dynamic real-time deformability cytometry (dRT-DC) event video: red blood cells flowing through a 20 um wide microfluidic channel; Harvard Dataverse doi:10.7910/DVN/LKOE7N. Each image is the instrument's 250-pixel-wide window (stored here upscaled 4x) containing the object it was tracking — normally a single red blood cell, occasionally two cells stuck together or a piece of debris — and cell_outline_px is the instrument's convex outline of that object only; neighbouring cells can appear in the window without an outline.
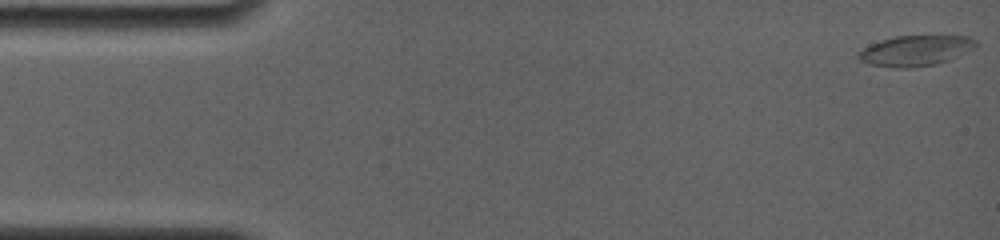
{"species": "common noctule bat (a hibernating species)", "species_latin": "Nyctalus noctula", "temperature_condition": "room temperature", "stored_images_in_passage": 9, "camera_frame_rate_fps": 4000, "um_per_image_px": 0.085, "animal": {"sex": "female", "body_mass_g": 19.0, "forearm_length_mm": 56.7}, "frame": {"image": 1, "passage_image": 1, "time_ms": 0.0, "image_size_px": [1000, 240], "cell_outline_px": [[976, 48], [948, 60], [936, 64], [912, 68], [900, 68], [868, 64], [860, 60], [856, 56], [864, 48], [880, 40], [896, 36], [968, 36], [976, 40]], "centroid_in_image_um": [77.83, 4.31], "position_along_channel_um": 7.2, "area_um2": 20.75}}
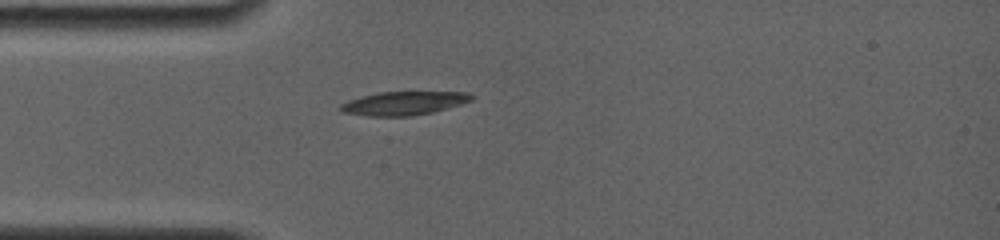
{"frame": {"image": 2, "passage_image": 6, "time_ms": 4.25, "image_size_px": [1000, 240], "cell_outline_px": [[476, 96], [472, 100], [460, 104], [432, 112], [412, 116], [368, 116], [340, 112], [340, 104], [348, 100], [360, 96], [376, 92], [468, 92]], "centroid_in_image_um": [34.29, 8.77], "position_along_channel_um": 50.7, "area_um2": 18.09}}
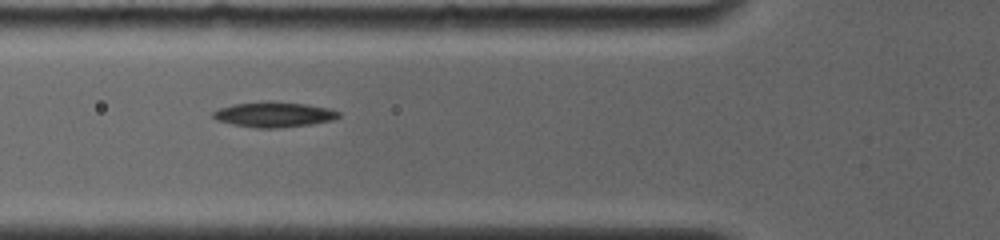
{"frame": {"image": 3, "passage_image": 8, "time_ms": 5.75, "image_size_px": [1000, 240], "cell_outline_px": [[340, 116], [336, 120], [312, 124], [276, 128], [256, 128], [232, 124], [216, 120], [212, 116], [212, 112], [220, 108], [232, 104], [304, 104], [328, 108], [340, 112]], "centroid_in_image_um": [23.31, 9.79], "position_along_channel_um": 102.5, "area_um2": 17.63}}